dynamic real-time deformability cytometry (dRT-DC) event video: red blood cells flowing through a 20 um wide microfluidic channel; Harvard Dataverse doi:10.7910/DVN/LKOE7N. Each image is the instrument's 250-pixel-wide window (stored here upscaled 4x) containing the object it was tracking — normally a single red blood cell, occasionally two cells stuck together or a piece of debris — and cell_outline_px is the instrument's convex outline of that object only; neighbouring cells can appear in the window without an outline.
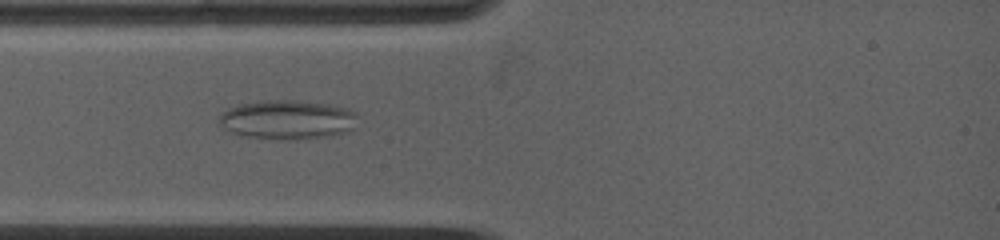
{"species": "common noctule bat (a hibernating species)", "species_latin": "Nyctalus noctula", "temperature_condition": "warm", "stored_images_in_passage": 7, "camera_frame_rate_fps": 5000, "um_per_image_px": 0.085, "animal": {"sex": "female", "body_mass_g": 19.0, "forearm_length_mm": 53.3}, "frame": {"image": 1, "passage_image": 4, "time_ms": 2.2, "image_size_px": [1000, 240], "cell_outline_px": [[356, 116], [352, 128], [344, 132], [332, 136], [292, 140], [280, 140], [244, 136], [232, 132], [224, 128], [220, 124], [220, 116], [228, 108], [240, 104], [260, 100], [296, 100], [336, 104], [356, 112]], "centroid_in_image_um": [24.45, 10.16], "position_along_channel_um": 60.6, "area_um2": 31.85}}
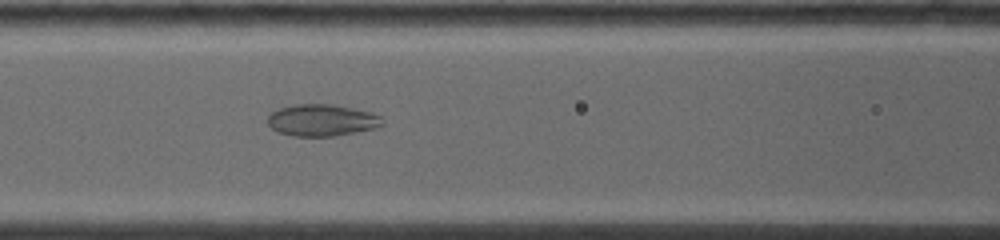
{"frame": {"image": 2, "passage_image": 7, "time_ms": 4.2, "image_size_px": [1000, 240], "cell_outline_px": [[384, 124], [372, 128], [356, 132], [336, 136], [292, 136], [280, 132], [272, 128], [268, 124], [268, 116], [272, 112], [280, 108], [296, 104], [332, 104], [352, 108], [368, 112], [380, 116]], "centroid_in_image_um": [27.33, 10.22], "position_along_channel_um": 139.3, "area_um2": 20.98}}